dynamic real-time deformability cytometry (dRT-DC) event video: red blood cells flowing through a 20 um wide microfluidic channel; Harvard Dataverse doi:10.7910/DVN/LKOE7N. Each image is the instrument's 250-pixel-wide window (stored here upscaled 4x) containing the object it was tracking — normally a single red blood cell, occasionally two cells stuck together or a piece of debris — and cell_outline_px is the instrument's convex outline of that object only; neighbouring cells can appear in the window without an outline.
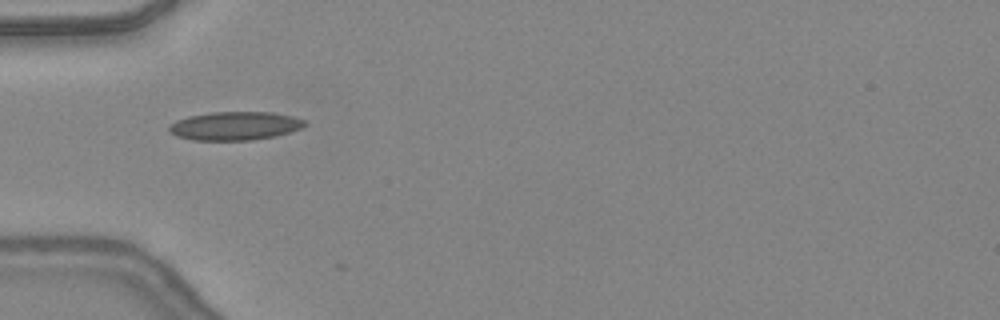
{"species": "common noctule bat (a hibernating species)", "species_latin": "Nyctalus noctula", "temperature_condition": "warm", "stored_images_in_passage": 31, "camera_frame_rate_fps": 3000, "um_per_image_px": 0.085, "animal": {"sex": "female", "body_mass_g": 24.6, "forearm_length_mm": 56.2}, "frame": {"image": 1, "passage_image": 1, "time_ms": 0.0, "image_size_px": [1000, 320], "cell_outline_px": [[308, 124], [300, 128], [276, 136], [252, 140], [192, 140], [176, 136], [168, 132], [168, 124], [176, 120], [188, 116], [212, 112], [272, 112], [292, 116], [304, 120]], "centroid_in_image_um": [19.92, 10.7], "position_along_channel_um": 65.1, "area_um2": 22.66}}
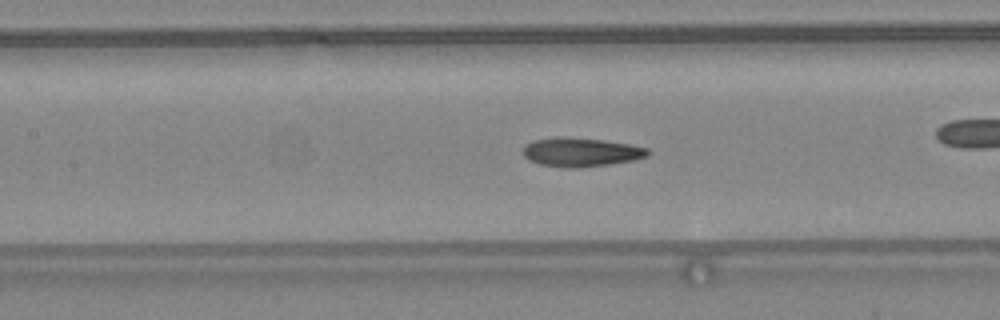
{"frame": {"image": 2, "passage_image": 5, "time_ms": 1.333, "image_size_px": [1000, 320], "cell_outline_px": [[648, 156], [636, 160], [580, 168], [564, 168], [540, 164], [528, 160], [524, 156], [524, 148], [528, 144], [536, 140], [556, 136], [560, 136], [604, 140], [628, 144], [648, 148]], "centroid_in_image_um": [49.39, 12.94], "position_along_channel_um": 158.0, "area_um2": 20.98}}
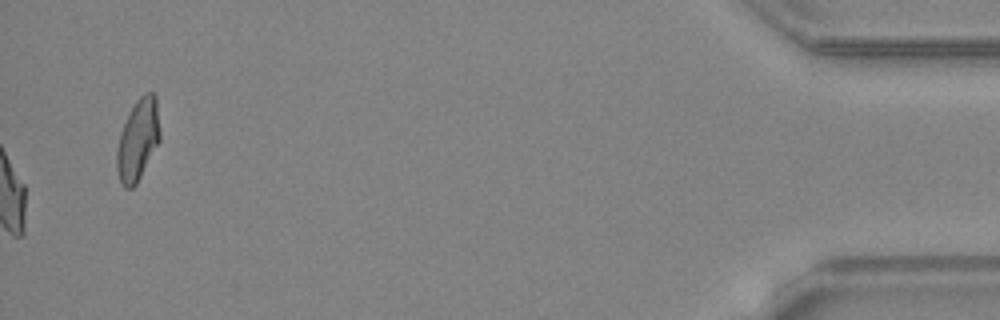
{"frame": {"image": 3, "passage_image": 31, "time_ms": 10.0, "image_size_px": [1000, 320], "cell_outline_px": [[160, 140], [136, 184], [132, 188], [124, 188], [120, 180], [116, 168], [116, 148], [120, 132], [136, 100], [144, 92], [152, 92], [156, 96], [160, 132]], "centroid_in_image_um": [11.71, 11.88], "position_along_channel_um": 423.5, "area_um2": 20.35}, "authors_computed_cell_mechanics": {"area_um2": 20.519, "velocity_mm_per_s": 4.4069, "shape_relaxation_time_tau1_ms": 7.7854, "shape_relaxation_time_tau2_ms": 1.016, "deformation_change_tau1": 0.2369, "deformation_change_tau2": 0.0808}}